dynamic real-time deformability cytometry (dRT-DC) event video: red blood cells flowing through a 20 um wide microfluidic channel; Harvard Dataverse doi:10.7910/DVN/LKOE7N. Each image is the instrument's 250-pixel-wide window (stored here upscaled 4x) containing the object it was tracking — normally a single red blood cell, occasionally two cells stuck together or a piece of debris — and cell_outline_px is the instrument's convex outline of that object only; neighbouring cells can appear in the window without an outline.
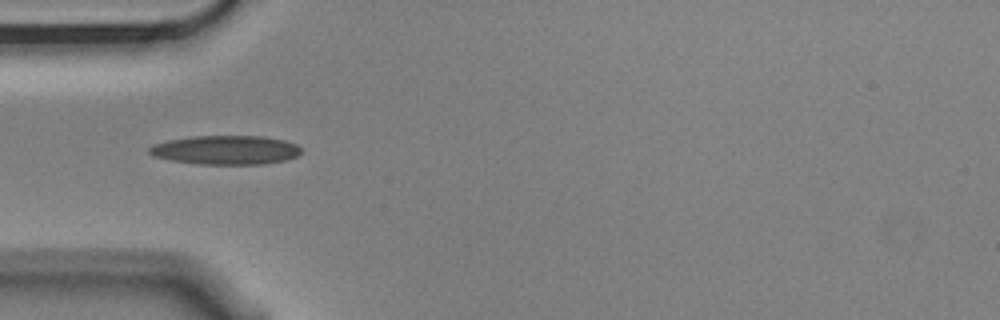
{"species": "Egyptian fruit bat (a non-hibernating species)", "species_latin": "Rousettus aegyptiacus", "temperature_condition": "cold", "stored_images_in_passage": 2, "camera_frame_rate_fps": 3000, "um_per_image_px": 0.085, "animal": {"sex": "male"}, "frame": {"image": 1, "passage_image": 1, "time_ms": 0.0, "image_size_px": [1000, 320], "cell_outline_px": [[300, 152], [296, 156], [288, 160], [264, 164], [196, 164], [172, 160], [152, 156], [148, 152], [148, 148], [156, 144], [168, 140], [192, 136], [264, 136], [284, 140], [296, 144], [300, 148]], "centroid_in_image_um": [19.19, 12.75], "position_along_channel_um": 65.8, "area_um2": 25.72}}
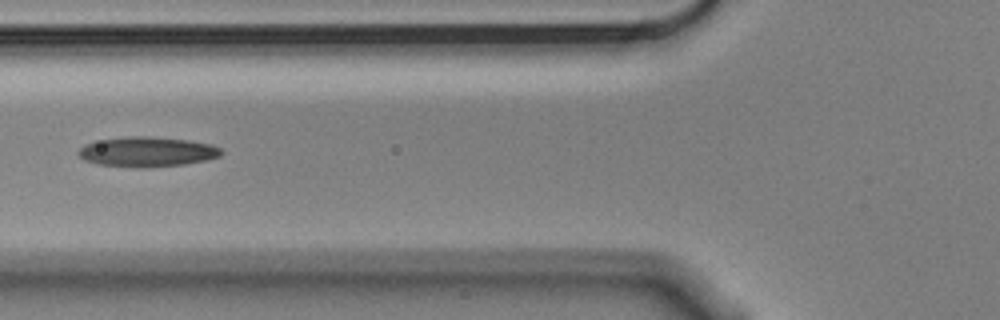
{"frame": {"image": 2, "passage_image": 2, "time_ms": 0.333, "image_size_px": [1000, 320], "cell_outline_px": [[224, 152], [220, 156], [204, 160], [184, 164], [100, 164], [84, 160], [76, 152], [84, 144], [104, 140], [128, 136], [152, 136], [188, 140], [212, 144], [220, 148]], "centroid_in_image_um": [12.55, 12.84], "position_along_channel_um": 113.2, "area_um2": 23.52}}